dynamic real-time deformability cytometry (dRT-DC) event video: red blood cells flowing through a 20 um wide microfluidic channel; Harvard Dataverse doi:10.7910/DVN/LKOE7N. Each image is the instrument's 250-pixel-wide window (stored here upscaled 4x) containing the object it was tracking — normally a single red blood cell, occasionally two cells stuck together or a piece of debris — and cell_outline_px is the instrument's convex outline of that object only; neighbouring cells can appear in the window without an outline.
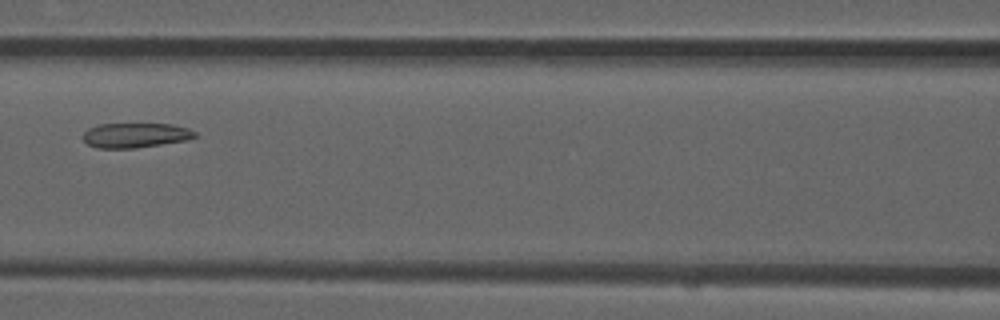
{"species": "common noctule bat (a hibernating species)", "species_latin": "Nyctalus noctula", "temperature_condition": "room temperature", "stored_images_in_passage": 5, "camera_frame_rate_fps": 3000, "um_per_image_px": 0.085, "animal": {"sex": "male", "forearm_length_mm": 52.5}, "frame": {"image": 1, "passage_image": 4, "time_ms": 1.0, "image_size_px": [1000, 320], "cell_outline_px": [[196, 136], [188, 140], [136, 148], [96, 148], [88, 144], [84, 140], [84, 132], [88, 128], [100, 124], [172, 124], [188, 128], [196, 132]], "centroid_in_image_um": [11.52, 11.5], "position_along_channel_um": 155.1, "area_um2": 16.13}}
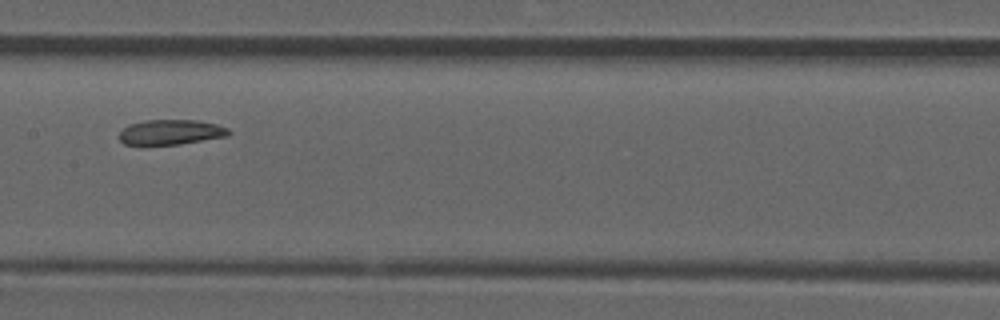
{"frame": {"image": 2, "passage_image": 5, "time_ms": 1.333, "image_size_px": [1000, 320], "cell_outline_px": [[232, 132], [228, 136], [180, 144], [144, 148], [140, 148], [124, 144], [120, 140], [120, 132], [128, 124], [144, 120], [196, 120], [216, 124], [228, 128]], "centroid_in_image_um": [14.44, 11.28], "position_along_channel_um": 193.0, "area_um2": 16.76}}